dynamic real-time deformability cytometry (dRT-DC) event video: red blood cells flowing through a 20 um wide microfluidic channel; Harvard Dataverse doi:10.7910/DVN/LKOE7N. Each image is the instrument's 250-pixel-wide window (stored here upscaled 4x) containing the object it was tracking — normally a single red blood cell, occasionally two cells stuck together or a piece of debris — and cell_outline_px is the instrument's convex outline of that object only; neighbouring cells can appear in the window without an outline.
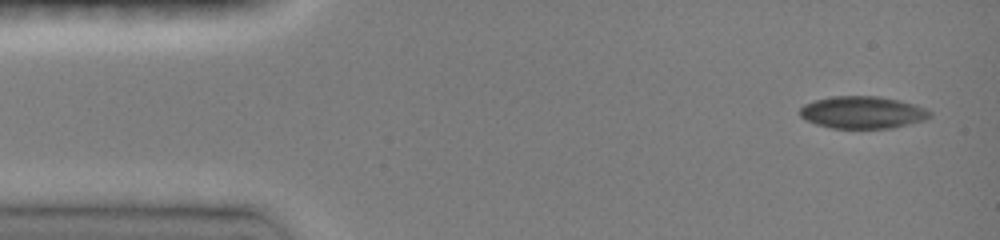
{"species": "common noctule bat (a hibernating species)", "species_latin": "Nyctalus noctula", "temperature_condition": "room temperature", "stored_images_in_passage": 13, "camera_frame_rate_fps": 3000, "um_per_image_px": 0.085, "animal": {"sex": "female", "body_mass_g": 19.0, "forearm_length_mm": 51.5}, "frame": {"image": 1, "passage_image": 1, "time_ms": 0.0, "image_size_px": [1000, 240], "cell_outline_px": [[932, 116], [924, 120], [892, 128], [832, 128], [816, 124], [800, 116], [800, 108], [804, 104], [816, 100], [832, 96], [880, 96], [900, 100], [916, 104], [932, 112]], "centroid_in_image_um": [73.35, 9.54], "position_along_channel_um": 11.7, "area_um2": 24.45}}
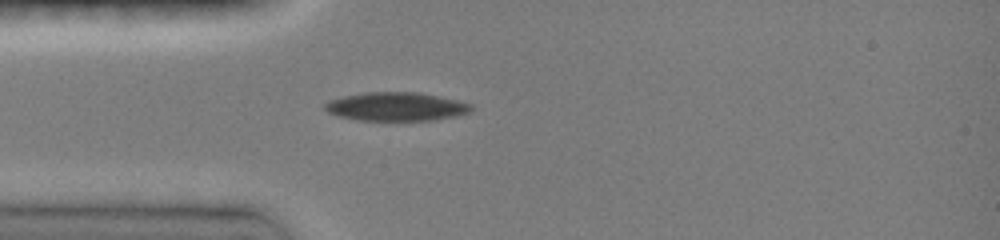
{"frame": {"image": 2, "passage_image": 6, "time_ms": 3.333, "image_size_px": [1000, 240], "cell_outline_px": [[472, 108], [468, 112], [456, 116], [436, 120], [356, 120], [340, 116], [328, 112], [324, 108], [324, 104], [328, 100], [344, 96], [364, 92], [416, 92], [456, 100], [472, 104]], "centroid_in_image_um": [33.64, 9.06], "position_along_channel_um": 51.4, "area_um2": 24.22}}
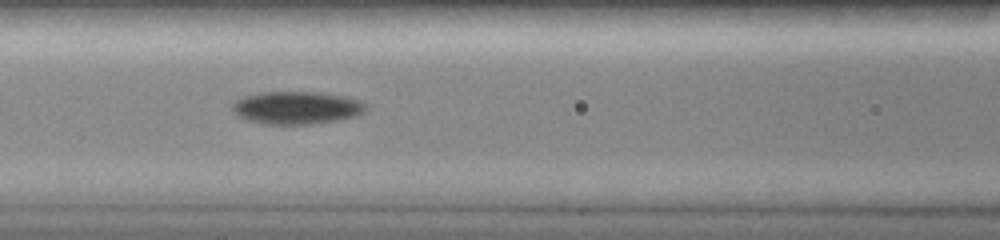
{"frame": {"image": 3, "passage_image": 10, "time_ms": 5.667, "image_size_px": [1000, 240], "cell_outline_px": [[368, 108], [364, 112], [356, 116], [340, 120], [312, 124], [264, 124], [248, 120], [232, 112], [232, 104], [236, 100], [244, 96], [264, 92], [320, 92], [344, 96], [360, 100], [368, 104]], "centroid_in_image_um": [25.26, 9.16], "position_along_channel_um": 141.3, "area_um2": 25.66}}